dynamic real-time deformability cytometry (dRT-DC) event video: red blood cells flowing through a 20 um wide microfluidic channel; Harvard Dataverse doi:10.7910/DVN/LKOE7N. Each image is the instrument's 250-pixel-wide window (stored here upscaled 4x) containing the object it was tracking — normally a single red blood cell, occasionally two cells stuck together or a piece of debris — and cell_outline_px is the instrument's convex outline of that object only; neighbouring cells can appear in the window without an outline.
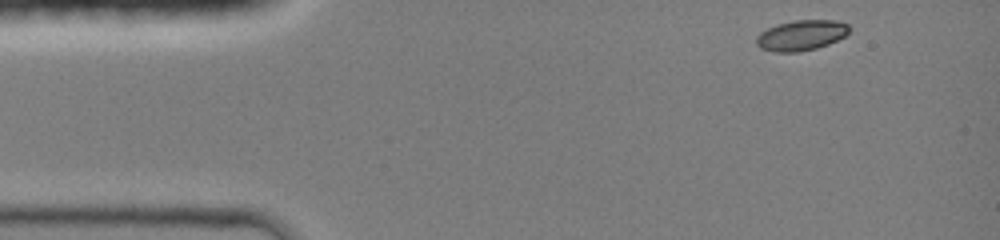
{"species": "common noctule bat (a hibernating species)", "species_latin": "Nyctalus noctula", "temperature_condition": "room temperature", "stored_images_in_passage": 39, "camera_frame_rate_fps": 3000, "um_per_image_px": 0.085, "animal": {"sex": "female", "body_mass_g": 19.0, "forearm_length_mm": 51.5}, "frame": {"image": 1, "passage_image": 1, "time_ms": 0.0, "image_size_px": [1000, 240], "cell_outline_px": [[848, 32], [844, 36], [828, 44], [816, 48], [800, 52], [772, 52], [760, 48], [756, 44], [756, 36], [760, 32], [776, 24], [796, 20], [836, 20], [848, 24]], "centroid_in_image_um": [68.06, 3.0], "position_along_channel_um": 16.9, "area_um2": 16.47}}
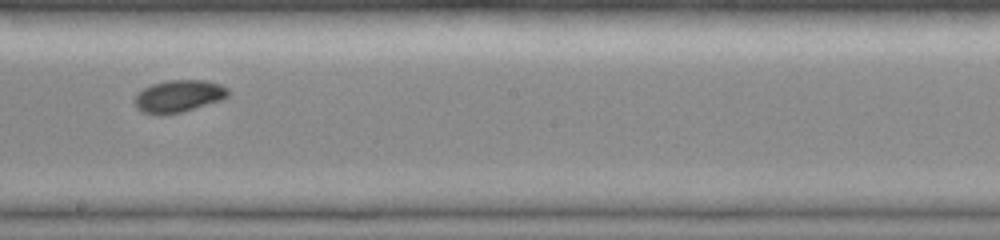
{"frame": {"image": 2, "passage_image": 22, "time_ms": 7.0, "image_size_px": [1000, 240], "cell_outline_px": [[232, 92], [228, 96], [220, 100], [180, 112], [164, 116], [160, 116], [140, 112], [136, 108], [132, 100], [144, 88], [152, 84], [168, 80], [208, 80], [220, 84], [228, 88]], "centroid_in_image_um": [15.16, 8.18], "position_along_channel_um": 233.0, "area_um2": 17.8}}
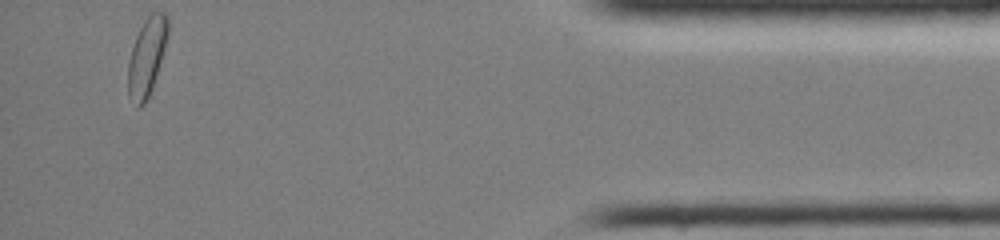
{"frame": {"image": 3, "passage_image": 39, "time_ms": 12.667, "image_size_px": [1000, 240], "cell_outline_px": [[168, 36], [156, 76], [152, 88], [144, 104], [140, 108], [136, 108], [128, 96], [128, 60], [136, 36], [144, 20], [152, 12], [164, 12], [168, 16]], "centroid_in_image_um": [12.47, 4.84], "position_along_channel_um": 422.7, "area_um2": 18.09}, "authors_computed_cell_mechanics": {"area_um2": 17.2822, "velocity_mm_per_s": 4.2424, "shape_relaxation_time_tau1_ms": 4.1126, "shape_relaxation_time_tau2_ms": null, "deformation_change_tau1": 0.1033, "deformation_change_tau2": null}}